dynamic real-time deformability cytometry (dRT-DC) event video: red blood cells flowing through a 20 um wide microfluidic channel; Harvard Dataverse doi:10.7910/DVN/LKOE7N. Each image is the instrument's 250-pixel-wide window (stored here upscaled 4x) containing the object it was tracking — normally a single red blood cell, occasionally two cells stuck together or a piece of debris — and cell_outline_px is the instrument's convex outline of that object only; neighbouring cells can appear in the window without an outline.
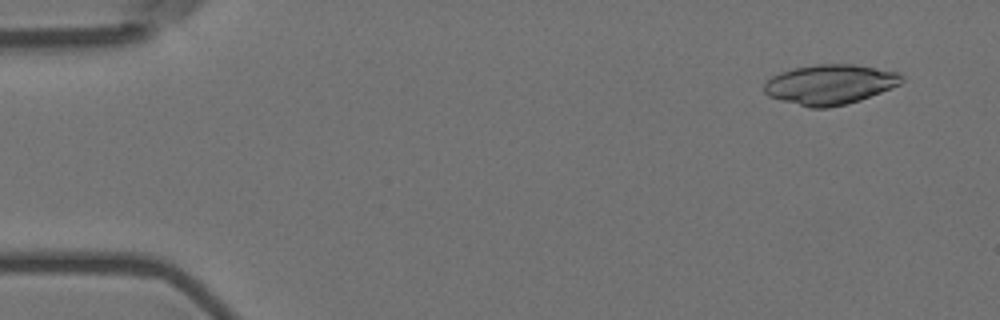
{"species": "Egyptian fruit bat (a non-hibernating species)", "species_latin": "Rousettus aegyptiacus", "temperature_condition": "room temperature", "stored_images_in_passage": 3, "camera_frame_rate_fps": 3000, "um_per_image_px": 0.085, "animal": {"sex": "female"}, "frame": {"image": 1, "passage_image": 1, "time_ms": 0.0, "image_size_px": [1000, 320], "cell_outline_px": [[904, 80], [900, 84], [892, 88], [860, 100], [828, 108], [808, 108], [780, 100], [768, 96], [764, 92], [764, 84], [772, 76], [780, 72], [792, 68], [816, 64], [856, 64], [900, 72], [904, 76]], "centroid_in_image_um": [70.56, 7.17], "position_along_channel_um": 14.4, "area_um2": 32.31}}